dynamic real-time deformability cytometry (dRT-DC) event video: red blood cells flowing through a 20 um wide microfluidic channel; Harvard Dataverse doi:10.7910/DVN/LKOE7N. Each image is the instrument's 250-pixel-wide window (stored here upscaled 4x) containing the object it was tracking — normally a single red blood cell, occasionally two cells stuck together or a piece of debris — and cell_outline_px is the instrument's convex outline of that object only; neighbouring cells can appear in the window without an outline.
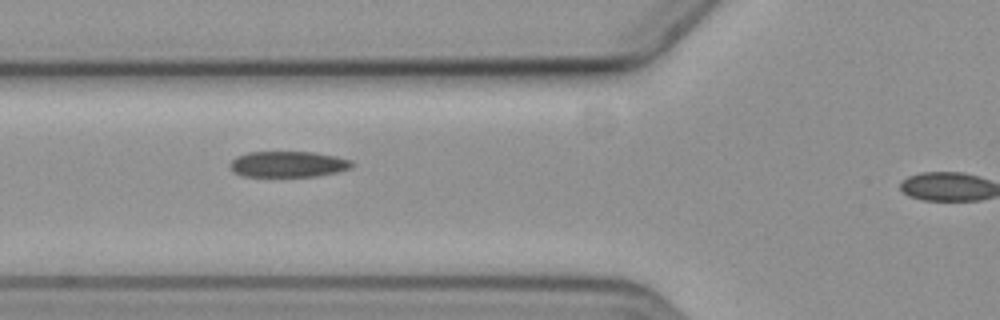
{"species": "common noctule bat (a hibernating species)", "species_latin": "Nyctalus noctula", "temperature_condition": "cold", "stored_images_in_passage": 4, "camera_frame_rate_fps": 3000, "um_per_image_px": 0.085, "animal": {"sex": "female", "body_mass_g": 19.3, "forearm_length_mm": 54.1}, "frame": {"image": 1, "passage_image": 2, "time_ms": 2.0, "image_size_px": [1000, 320], "cell_outline_px": [[352, 168], [336, 172], [316, 176], [244, 176], [232, 172], [228, 164], [236, 156], [248, 152], [312, 152], [336, 156], [352, 160]], "centroid_in_image_um": [24.46, 13.95], "position_along_channel_um": 101.3, "area_um2": 18.44}}
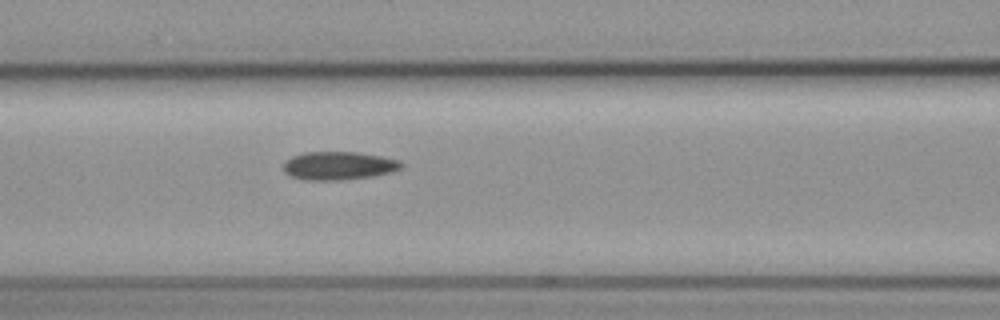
{"frame": {"image": 2, "passage_image": 3, "time_ms": 3.0, "image_size_px": [1000, 320], "cell_outline_px": [[404, 164], [400, 168], [388, 172], [372, 176], [340, 180], [308, 180], [292, 176], [284, 172], [284, 160], [292, 156], [304, 152], [356, 152], [380, 156], [400, 160]], "centroid_in_image_um": [28.75, 14.07], "position_along_channel_um": 137.8, "area_um2": 19.25}}